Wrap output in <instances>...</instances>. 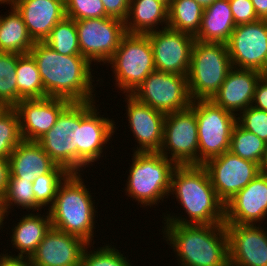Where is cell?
Wrapping results in <instances>:
<instances>
[{
    "label": "cell",
    "instance_id": "20",
    "mask_svg": "<svg viewBox=\"0 0 267 266\" xmlns=\"http://www.w3.org/2000/svg\"><path fill=\"white\" fill-rule=\"evenodd\" d=\"M266 217L267 176L259 174L225 203L224 224L260 225Z\"/></svg>",
    "mask_w": 267,
    "mask_h": 266
},
{
    "label": "cell",
    "instance_id": "28",
    "mask_svg": "<svg viewBox=\"0 0 267 266\" xmlns=\"http://www.w3.org/2000/svg\"><path fill=\"white\" fill-rule=\"evenodd\" d=\"M10 6L8 15L0 16V52L29 54L34 41L21 15L12 5Z\"/></svg>",
    "mask_w": 267,
    "mask_h": 266
},
{
    "label": "cell",
    "instance_id": "43",
    "mask_svg": "<svg viewBox=\"0 0 267 266\" xmlns=\"http://www.w3.org/2000/svg\"><path fill=\"white\" fill-rule=\"evenodd\" d=\"M0 266H32L30 259L27 257H19L10 255L5 252L0 256Z\"/></svg>",
    "mask_w": 267,
    "mask_h": 266
},
{
    "label": "cell",
    "instance_id": "13",
    "mask_svg": "<svg viewBox=\"0 0 267 266\" xmlns=\"http://www.w3.org/2000/svg\"><path fill=\"white\" fill-rule=\"evenodd\" d=\"M226 44L233 68L267 74V20L236 25Z\"/></svg>",
    "mask_w": 267,
    "mask_h": 266
},
{
    "label": "cell",
    "instance_id": "35",
    "mask_svg": "<svg viewBox=\"0 0 267 266\" xmlns=\"http://www.w3.org/2000/svg\"><path fill=\"white\" fill-rule=\"evenodd\" d=\"M19 116L14 107H0V158L9 159L22 141Z\"/></svg>",
    "mask_w": 267,
    "mask_h": 266
},
{
    "label": "cell",
    "instance_id": "31",
    "mask_svg": "<svg viewBox=\"0 0 267 266\" xmlns=\"http://www.w3.org/2000/svg\"><path fill=\"white\" fill-rule=\"evenodd\" d=\"M267 143L257 135L242 128L238 123L235 124L230 142V150L233 154L242 159L261 164Z\"/></svg>",
    "mask_w": 267,
    "mask_h": 266
},
{
    "label": "cell",
    "instance_id": "27",
    "mask_svg": "<svg viewBox=\"0 0 267 266\" xmlns=\"http://www.w3.org/2000/svg\"><path fill=\"white\" fill-rule=\"evenodd\" d=\"M124 23L128 34L146 35L159 30L160 25L167 28L168 8L157 0H131Z\"/></svg>",
    "mask_w": 267,
    "mask_h": 266
},
{
    "label": "cell",
    "instance_id": "9",
    "mask_svg": "<svg viewBox=\"0 0 267 266\" xmlns=\"http://www.w3.org/2000/svg\"><path fill=\"white\" fill-rule=\"evenodd\" d=\"M80 102H71L55 125L36 142L69 173H79Z\"/></svg>",
    "mask_w": 267,
    "mask_h": 266
},
{
    "label": "cell",
    "instance_id": "40",
    "mask_svg": "<svg viewBox=\"0 0 267 266\" xmlns=\"http://www.w3.org/2000/svg\"><path fill=\"white\" fill-rule=\"evenodd\" d=\"M235 25L254 23L260 20L251 0H229Z\"/></svg>",
    "mask_w": 267,
    "mask_h": 266
},
{
    "label": "cell",
    "instance_id": "41",
    "mask_svg": "<svg viewBox=\"0 0 267 266\" xmlns=\"http://www.w3.org/2000/svg\"><path fill=\"white\" fill-rule=\"evenodd\" d=\"M105 8V13L109 17H114L125 21L128 16L131 0H101Z\"/></svg>",
    "mask_w": 267,
    "mask_h": 266
},
{
    "label": "cell",
    "instance_id": "23",
    "mask_svg": "<svg viewBox=\"0 0 267 266\" xmlns=\"http://www.w3.org/2000/svg\"><path fill=\"white\" fill-rule=\"evenodd\" d=\"M262 75L256 70L232 68L211 100L237 116L252 106L255 87Z\"/></svg>",
    "mask_w": 267,
    "mask_h": 266
},
{
    "label": "cell",
    "instance_id": "12",
    "mask_svg": "<svg viewBox=\"0 0 267 266\" xmlns=\"http://www.w3.org/2000/svg\"><path fill=\"white\" fill-rule=\"evenodd\" d=\"M142 103L164 114L191 106L187 76L153 71L131 94Z\"/></svg>",
    "mask_w": 267,
    "mask_h": 266
},
{
    "label": "cell",
    "instance_id": "39",
    "mask_svg": "<svg viewBox=\"0 0 267 266\" xmlns=\"http://www.w3.org/2000/svg\"><path fill=\"white\" fill-rule=\"evenodd\" d=\"M237 123L267 143V111L249 106L237 115Z\"/></svg>",
    "mask_w": 267,
    "mask_h": 266
},
{
    "label": "cell",
    "instance_id": "14",
    "mask_svg": "<svg viewBox=\"0 0 267 266\" xmlns=\"http://www.w3.org/2000/svg\"><path fill=\"white\" fill-rule=\"evenodd\" d=\"M203 166L217 197L224 204L260 174L258 163L242 159L231 151L208 160Z\"/></svg>",
    "mask_w": 267,
    "mask_h": 266
},
{
    "label": "cell",
    "instance_id": "34",
    "mask_svg": "<svg viewBox=\"0 0 267 266\" xmlns=\"http://www.w3.org/2000/svg\"><path fill=\"white\" fill-rule=\"evenodd\" d=\"M17 53L0 52V107L17 105Z\"/></svg>",
    "mask_w": 267,
    "mask_h": 266
},
{
    "label": "cell",
    "instance_id": "37",
    "mask_svg": "<svg viewBox=\"0 0 267 266\" xmlns=\"http://www.w3.org/2000/svg\"><path fill=\"white\" fill-rule=\"evenodd\" d=\"M92 245L94 244H87L85 247L81 257V266H132L128 257L117 250L114 245L106 244L95 249L96 251H90L88 248Z\"/></svg>",
    "mask_w": 267,
    "mask_h": 266
},
{
    "label": "cell",
    "instance_id": "10",
    "mask_svg": "<svg viewBox=\"0 0 267 266\" xmlns=\"http://www.w3.org/2000/svg\"><path fill=\"white\" fill-rule=\"evenodd\" d=\"M198 141L194 101L187 109L166 114L159 153L176 165H198Z\"/></svg>",
    "mask_w": 267,
    "mask_h": 266
},
{
    "label": "cell",
    "instance_id": "5",
    "mask_svg": "<svg viewBox=\"0 0 267 266\" xmlns=\"http://www.w3.org/2000/svg\"><path fill=\"white\" fill-rule=\"evenodd\" d=\"M133 153L124 191L140 207L153 208L168 198L171 176L177 165L159 152Z\"/></svg>",
    "mask_w": 267,
    "mask_h": 266
},
{
    "label": "cell",
    "instance_id": "24",
    "mask_svg": "<svg viewBox=\"0 0 267 266\" xmlns=\"http://www.w3.org/2000/svg\"><path fill=\"white\" fill-rule=\"evenodd\" d=\"M9 178L33 182L37 176L50 173L57 164L36 141L22 140L9 158Z\"/></svg>",
    "mask_w": 267,
    "mask_h": 266
},
{
    "label": "cell",
    "instance_id": "30",
    "mask_svg": "<svg viewBox=\"0 0 267 266\" xmlns=\"http://www.w3.org/2000/svg\"><path fill=\"white\" fill-rule=\"evenodd\" d=\"M16 77L17 104L22 99L45 97V90L36 61L30 54H18Z\"/></svg>",
    "mask_w": 267,
    "mask_h": 266
},
{
    "label": "cell",
    "instance_id": "22",
    "mask_svg": "<svg viewBox=\"0 0 267 266\" xmlns=\"http://www.w3.org/2000/svg\"><path fill=\"white\" fill-rule=\"evenodd\" d=\"M34 42H44L65 16L64 0H11Z\"/></svg>",
    "mask_w": 267,
    "mask_h": 266
},
{
    "label": "cell",
    "instance_id": "29",
    "mask_svg": "<svg viewBox=\"0 0 267 266\" xmlns=\"http://www.w3.org/2000/svg\"><path fill=\"white\" fill-rule=\"evenodd\" d=\"M203 11L195 0H172L168 8V28L195 37L200 30Z\"/></svg>",
    "mask_w": 267,
    "mask_h": 266
},
{
    "label": "cell",
    "instance_id": "7",
    "mask_svg": "<svg viewBox=\"0 0 267 266\" xmlns=\"http://www.w3.org/2000/svg\"><path fill=\"white\" fill-rule=\"evenodd\" d=\"M107 63L113 69L116 88L123 94H132L156 70L149 37L142 34L127 33Z\"/></svg>",
    "mask_w": 267,
    "mask_h": 266
},
{
    "label": "cell",
    "instance_id": "17",
    "mask_svg": "<svg viewBox=\"0 0 267 266\" xmlns=\"http://www.w3.org/2000/svg\"><path fill=\"white\" fill-rule=\"evenodd\" d=\"M127 97V98H126ZM128 126L137 142L134 152H159L163 143L166 114L142 103L131 94H125ZM136 149V150H135Z\"/></svg>",
    "mask_w": 267,
    "mask_h": 266
},
{
    "label": "cell",
    "instance_id": "21",
    "mask_svg": "<svg viewBox=\"0 0 267 266\" xmlns=\"http://www.w3.org/2000/svg\"><path fill=\"white\" fill-rule=\"evenodd\" d=\"M87 244L76 235L51 227L29 259L32 266H81Z\"/></svg>",
    "mask_w": 267,
    "mask_h": 266
},
{
    "label": "cell",
    "instance_id": "32",
    "mask_svg": "<svg viewBox=\"0 0 267 266\" xmlns=\"http://www.w3.org/2000/svg\"><path fill=\"white\" fill-rule=\"evenodd\" d=\"M32 187L33 182L20 180L19 178H9L5 195L0 201L7 217L15 205L19 208L21 206L23 210L41 212L42 208L35 201V194Z\"/></svg>",
    "mask_w": 267,
    "mask_h": 266
},
{
    "label": "cell",
    "instance_id": "45",
    "mask_svg": "<svg viewBox=\"0 0 267 266\" xmlns=\"http://www.w3.org/2000/svg\"><path fill=\"white\" fill-rule=\"evenodd\" d=\"M260 20H267V0H251Z\"/></svg>",
    "mask_w": 267,
    "mask_h": 266
},
{
    "label": "cell",
    "instance_id": "44",
    "mask_svg": "<svg viewBox=\"0 0 267 266\" xmlns=\"http://www.w3.org/2000/svg\"><path fill=\"white\" fill-rule=\"evenodd\" d=\"M10 175L9 159L0 158V201L5 195Z\"/></svg>",
    "mask_w": 267,
    "mask_h": 266
},
{
    "label": "cell",
    "instance_id": "8",
    "mask_svg": "<svg viewBox=\"0 0 267 266\" xmlns=\"http://www.w3.org/2000/svg\"><path fill=\"white\" fill-rule=\"evenodd\" d=\"M194 113L198 127V165H203L230 150L237 116L212 100H195Z\"/></svg>",
    "mask_w": 267,
    "mask_h": 266
},
{
    "label": "cell",
    "instance_id": "18",
    "mask_svg": "<svg viewBox=\"0 0 267 266\" xmlns=\"http://www.w3.org/2000/svg\"><path fill=\"white\" fill-rule=\"evenodd\" d=\"M225 226L230 266H267V231L261 224Z\"/></svg>",
    "mask_w": 267,
    "mask_h": 266
},
{
    "label": "cell",
    "instance_id": "1",
    "mask_svg": "<svg viewBox=\"0 0 267 266\" xmlns=\"http://www.w3.org/2000/svg\"><path fill=\"white\" fill-rule=\"evenodd\" d=\"M29 54L36 61L45 97L63 98L70 102L96 100V88L92 85L95 82L93 65L84 56L61 55L44 42H34Z\"/></svg>",
    "mask_w": 267,
    "mask_h": 266
},
{
    "label": "cell",
    "instance_id": "33",
    "mask_svg": "<svg viewBox=\"0 0 267 266\" xmlns=\"http://www.w3.org/2000/svg\"><path fill=\"white\" fill-rule=\"evenodd\" d=\"M44 43L61 55H81L75 20L66 16L51 30Z\"/></svg>",
    "mask_w": 267,
    "mask_h": 266
},
{
    "label": "cell",
    "instance_id": "16",
    "mask_svg": "<svg viewBox=\"0 0 267 266\" xmlns=\"http://www.w3.org/2000/svg\"><path fill=\"white\" fill-rule=\"evenodd\" d=\"M146 35L150 40L157 71L188 75L195 37L168 27Z\"/></svg>",
    "mask_w": 267,
    "mask_h": 266
},
{
    "label": "cell",
    "instance_id": "15",
    "mask_svg": "<svg viewBox=\"0 0 267 266\" xmlns=\"http://www.w3.org/2000/svg\"><path fill=\"white\" fill-rule=\"evenodd\" d=\"M97 109L96 101L80 102L79 173L104 156V147L117 130L116 122Z\"/></svg>",
    "mask_w": 267,
    "mask_h": 266
},
{
    "label": "cell",
    "instance_id": "26",
    "mask_svg": "<svg viewBox=\"0 0 267 266\" xmlns=\"http://www.w3.org/2000/svg\"><path fill=\"white\" fill-rule=\"evenodd\" d=\"M235 27L229 0H215L204 8L195 40L227 43Z\"/></svg>",
    "mask_w": 267,
    "mask_h": 266
},
{
    "label": "cell",
    "instance_id": "48",
    "mask_svg": "<svg viewBox=\"0 0 267 266\" xmlns=\"http://www.w3.org/2000/svg\"><path fill=\"white\" fill-rule=\"evenodd\" d=\"M198 4H200L203 8L211 5L215 0H195Z\"/></svg>",
    "mask_w": 267,
    "mask_h": 266
},
{
    "label": "cell",
    "instance_id": "47",
    "mask_svg": "<svg viewBox=\"0 0 267 266\" xmlns=\"http://www.w3.org/2000/svg\"><path fill=\"white\" fill-rule=\"evenodd\" d=\"M6 218V212L4 211L3 207L0 204V230L1 228H3L4 226V219Z\"/></svg>",
    "mask_w": 267,
    "mask_h": 266
},
{
    "label": "cell",
    "instance_id": "25",
    "mask_svg": "<svg viewBox=\"0 0 267 266\" xmlns=\"http://www.w3.org/2000/svg\"><path fill=\"white\" fill-rule=\"evenodd\" d=\"M39 213L35 214L31 211L30 214L28 212V214L22 215L23 217L17 220L19 222L15 223V227L13 226L11 229V244L16 250L18 249L17 256L19 257L30 258L52 227L48 211L45 216V213L43 215Z\"/></svg>",
    "mask_w": 267,
    "mask_h": 266
},
{
    "label": "cell",
    "instance_id": "42",
    "mask_svg": "<svg viewBox=\"0 0 267 266\" xmlns=\"http://www.w3.org/2000/svg\"><path fill=\"white\" fill-rule=\"evenodd\" d=\"M252 106L267 111V74H263L256 84Z\"/></svg>",
    "mask_w": 267,
    "mask_h": 266
},
{
    "label": "cell",
    "instance_id": "2",
    "mask_svg": "<svg viewBox=\"0 0 267 266\" xmlns=\"http://www.w3.org/2000/svg\"><path fill=\"white\" fill-rule=\"evenodd\" d=\"M170 195H175L173 197L189 217L166 214L167 216H162L164 223L181 225L225 223V204L217 197L208 171L203 165H177L171 176Z\"/></svg>",
    "mask_w": 267,
    "mask_h": 266
},
{
    "label": "cell",
    "instance_id": "46",
    "mask_svg": "<svg viewBox=\"0 0 267 266\" xmlns=\"http://www.w3.org/2000/svg\"><path fill=\"white\" fill-rule=\"evenodd\" d=\"M259 167H260V174L267 176V148Z\"/></svg>",
    "mask_w": 267,
    "mask_h": 266
},
{
    "label": "cell",
    "instance_id": "38",
    "mask_svg": "<svg viewBox=\"0 0 267 266\" xmlns=\"http://www.w3.org/2000/svg\"><path fill=\"white\" fill-rule=\"evenodd\" d=\"M65 14L75 21L109 17L101 0H64Z\"/></svg>",
    "mask_w": 267,
    "mask_h": 266
},
{
    "label": "cell",
    "instance_id": "50",
    "mask_svg": "<svg viewBox=\"0 0 267 266\" xmlns=\"http://www.w3.org/2000/svg\"><path fill=\"white\" fill-rule=\"evenodd\" d=\"M11 0H0V4H7L10 6Z\"/></svg>",
    "mask_w": 267,
    "mask_h": 266
},
{
    "label": "cell",
    "instance_id": "11",
    "mask_svg": "<svg viewBox=\"0 0 267 266\" xmlns=\"http://www.w3.org/2000/svg\"><path fill=\"white\" fill-rule=\"evenodd\" d=\"M81 55L91 64L110 60L127 34L124 21L114 17L75 21Z\"/></svg>",
    "mask_w": 267,
    "mask_h": 266
},
{
    "label": "cell",
    "instance_id": "19",
    "mask_svg": "<svg viewBox=\"0 0 267 266\" xmlns=\"http://www.w3.org/2000/svg\"><path fill=\"white\" fill-rule=\"evenodd\" d=\"M63 98L22 99L14 108L19 116L20 133L25 141H37L56 123L60 113L70 104Z\"/></svg>",
    "mask_w": 267,
    "mask_h": 266
},
{
    "label": "cell",
    "instance_id": "4",
    "mask_svg": "<svg viewBox=\"0 0 267 266\" xmlns=\"http://www.w3.org/2000/svg\"><path fill=\"white\" fill-rule=\"evenodd\" d=\"M82 173H70L59 185L56 197L48 213L52 228L82 238L88 244L94 242L96 213L95 200L84 185Z\"/></svg>",
    "mask_w": 267,
    "mask_h": 266
},
{
    "label": "cell",
    "instance_id": "49",
    "mask_svg": "<svg viewBox=\"0 0 267 266\" xmlns=\"http://www.w3.org/2000/svg\"><path fill=\"white\" fill-rule=\"evenodd\" d=\"M162 2L167 8H169L172 0H157Z\"/></svg>",
    "mask_w": 267,
    "mask_h": 266
},
{
    "label": "cell",
    "instance_id": "6",
    "mask_svg": "<svg viewBox=\"0 0 267 266\" xmlns=\"http://www.w3.org/2000/svg\"><path fill=\"white\" fill-rule=\"evenodd\" d=\"M232 68L226 43L195 40L187 75L192 101L211 100Z\"/></svg>",
    "mask_w": 267,
    "mask_h": 266
},
{
    "label": "cell",
    "instance_id": "3",
    "mask_svg": "<svg viewBox=\"0 0 267 266\" xmlns=\"http://www.w3.org/2000/svg\"><path fill=\"white\" fill-rule=\"evenodd\" d=\"M163 224V238L173 248L180 266H230L228 235L224 223Z\"/></svg>",
    "mask_w": 267,
    "mask_h": 266
},
{
    "label": "cell",
    "instance_id": "36",
    "mask_svg": "<svg viewBox=\"0 0 267 266\" xmlns=\"http://www.w3.org/2000/svg\"><path fill=\"white\" fill-rule=\"evenodd\" d=\"M70 173L62 166L57 165L50 173L37 176L33 181L32 190L36 203L44 209L51 207L57 194L59 185Z\"/></svg>",
    "mask_w": 267,
    "mask_h": 266
}]
</instances>
